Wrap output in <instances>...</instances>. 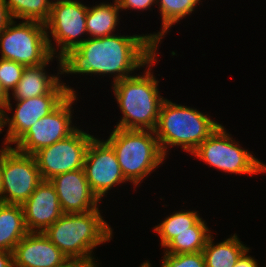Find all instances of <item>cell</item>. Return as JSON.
<instances>
[{
    "mask_svg": "<svg viewBox=\"0 0 266 267\" xmlns=\"http://www.w3.org/2000/svg\"><path fill=\"white\" fill-rule=\"evenodd\" d=\"M86 17L87 6L80 0H64L52 3L45 28L48 46L53 56L57 55L61 58L70 49L77 48L87 39L82 38L84 37L82 34L87 35ZM50 37L54 39L52 40ZM52 41L56 42V46L53 45Z\"/></svg>",
    "mask_w": 266,
    "mask_h": 267,
    "instance_id": "8",
    "label": "cell"
},
{
    "mask_svg": "<svg viewBox=\"0 0 266 267\" xmlns=\"http://www.w3.org/2000/svg\"><path fill=\"white\" fill-rule=\"evenodd\" d=\"M114 4L99 3L89 7L87 5L86 29L88 38H98L114 35L119 20V4L113 0Z\"/></svg>",
    "mask_w": 266,
    "mask_h": 267,
    "instance_id": "20",
    "label": "cell"
},
{
    "mask_svg": "<svg viewBox=\"0 0 266 267\" xmlns=\"http://www.w3.org/2000/svg\"><path fill=\"white\" fill-rule=\"evenodd\" d=\"M14 267H66L70 259L44 233L29 232L13 250Z\"/></svg>",
    "mask_w": 266,
    "mask_h": 267,
    "instance_id": "16",
    "label": "cell"
},
{
    "mask_svg": "<svg viewBox=\"0 0 266 267\" xmlns=\"http://www.w3.org/2000/svg\"><path fill=\"white\" fill-rule=\"evenodd\" d=\"M0 267H14L13 252L0 250Z\"/></svg>",
    "mask_w": 266,
    "mask_h": 267,
    "instance_id": "31",
    "label": "cell"
},
{
    "mask_svg": "<svg viewBox=\"0 0 266 267\" xmlns=\"http://www.w3.org/2000/svg\"><path fill=\"white\" fill-rule=\"evenodd\" d=\"M191 155L226 173L256 175L266 172V164L243 149L222 124Z\"/></svg>",
    "mask_w": 266,
    "mask_h": 267,
    "instance_id": "6",
    "label": "cell"
},
{
    "mask_svg": "<svg viewBox=\"0 0 266 267\" xmlns=\"http://www.w3.org/2000/svg\"><path fill=\"white\" fill-rule=\"evenodd\" d=\"M94 135L77 128L71 135L37 151L33 156L42 180L83 169L86 151Z\"/></svg>",
    "mask_w": 266,
    "mask_h": 267,
    "instance_id": "11",
    "label": "cell"
},
{
    "mask_svg": "<svg viewBox=\"0 0 266 267\" xmlns=\"http://www.w3.org/2000/svg\"><path fill=\"white\" fill-rule=\"evenodd\" d=\"M139 267H152L151 263L147 260L146 262H143Z\"/></svg>",
    "mask_w": 266,
    "mask_h": 267,
    "instance_id": "35",
    "label": "cell"
},
{
    "mask_svg": "<svg viewBox=\"0 0 266 267\" xmlns=\"http://www.w3.org/2000/svg\"><path fill=\"white\" fill-rule=\"evenodd\" d=\"M77 100L76 93L69 94L51 113L31 126L13 148L21 153L34 155L42 148L71 135L78 128L72 123L71 110L74 101Z\"/></svg>",
    "mask_w": 266,
    "mask_h": 267,
    "instance_id": "10",
    "label": "cell"
},
{
    "mask_svg": "<svg viewBox=\"0 0 266 267\" xmlns=\"http://www.w3.org/2000/svg\"><path fill=\"white\" fill-rule=\"evenodd\" d=\"M250 248L247 249L239 258L234 267H258V263L254 257L248 255Z\"/></svg>",
    "mask_w": 266,
    "mask_h": 267,
    "instance_id": "29",
    "label": "cell"
},
{
    "mask_svg": "<svg viewBox=\"0 0 266 267\" xmlns=\"http://www.w3.org/2000/svg\"><path fill=\"white\" fill-rule=\"evenodd\" d=\"M2 203L22 205L42 181L33 155L1 150Z\"/></svg>",
    "mask_w": 266,
    "mask_h": 267,
    "instance_id": "9",
    "label": "cell"
},
{
    "mask_svg": "<svg viewBox=\"0 0 266 267\" xmlns=\"http://www.w3.org/2000/svg\"><path fill=\"white\" fill-rule=\"evenodd\" d=\"M10 95L5 91L2 83L0 82V109H3L5 112L12 111V104Z\"/></svg>",
    "mask_w": 266,
    "mask_h": 267,
    "instance_id": "30",
    "label": "cell"
},
{
    "mask_svg": "<svg viewBox=\"0 0 266 267\" xmlns=\"http://www.w3.org/2000/svg\"><path fill=\"white\" fill-rule=\"evenodd\" d=\"M24 68L18 62L0 58V82L9 95L21 79Z\"/></svg>",
    "mask_w": 266,
    "mask_h": 267,
    "instance_id": "25",
    "label": "cell"
},
{
    "mask_svg": "<svg viewBox=\"0 0 266 267\" xmlns=\"http://www.w3.org/2000/svg\"><path fill=\"white\" fill-rule=\"evenodd\" d=\"M12 21L13 18L8 10L5 0H0V32L3 31Z\"/></svg>",
    "mask_w": 266,
    "mask_h": 267,
    "instance_id": "28",
    "label": "cell"
},
{
    "mask_svg": "<svg viewBox=\"0 0 266 267\" xmlns=\"http://www.w3.org/2000/svg\"><path fill=\"white\" fill-rule=\"evenodd\" d=\"M96 260V261H95ZM91 261V267H99V263L97 262V259ZM98 264V265H97Z\"/></svg>",
    "mask_w": 266,
    "mask_h": 267,
    "instance_id": "36",
    "label": "cell"
},
{
    "mask_svg": "<svg viewBox=\"0 0 266 267\" xmlns=\"http://www.w3.org/2000/svg\"><path fill=\"white\" fill-rule=\"evenodd\" d=\"M105 141L114 149L126 181L135 187L166 159L154 131L114 127Z\"/></svg>",
    "mask_w": 266,
    "mask_h": 267,
    "instance_id": "5",
    "label": "cell"
},
{
    "mask_svg": "<svg viewBox=\"0 0 266 267\" xmlns=\"http://www.w3.org/2000/svg\"><path fill=\"white\" fill-rule=\"evenodd\" d=\"M213 238V235L208 238L206 246L202 250L206 267H234L240 256L249 249L240 241L237 234L216 244L213 242Z\"/></svg>",
    "mask_w": 266,
    "mask_h": 267,
    "instance_id": "19",
    "label": "cell"
},
{
    "mask_svg": "<svg viewBox=\"0 0 266 267\" xmlns=\"http://www.w3.org/2000/svg\"><path fill=\"white\" fill-rule=\"evenodd\" d=\"M69 94L75 90L64 82H60L50 93L43 96L15 100L16 108L13 116L8 117L5 112V126L8 130L3 145L15 144L38 120L51 113Z\"/></svg>",
    "mask_w": 266,
    "mask_h": 267,
    "instance_id": "12",
    "label": "cell"
},
{
    "mask_svg": "<svg viewBox=\"0 0 266 267\" xmlns=\"http://www.w3.org/2000/svg\"><path fill=\"white\" fill-rule=\"evenodd\" d=\"M200 2L201 0H156L162 18V28L157 33L151 34V37L161 44L162 38L169 32L172 25L194 12Z\"/></svg>",
    "mask_w": 266,
    "mask_h": 267,
    "instance_id": "21",
    "label": "cell"
},
{
    "mask_svg": "<svg viewBox=\"0 0 266 267\" xmlns=\"http://www.w3.org/2000/svg\"><path fill=\"white\" fill-rule=\"evenodd\" d=\"M219 125L208 114L165 98L154 132L163 155L167 157L169 149L174 146L191 154Z\"/></svg>",
    "mask_w": 266,
    "mask_h": 267,
    "instance_id": "4",
    "label": "cell"
},
{
    "mask_svg": "<svg viewBox=\"0 0 266 267\" xmlns=\"http://www.w3.org/2000/svg\"><path fill=\"white\" fill-rule=\"evenodd\" d=\"M207 223L201 218L194 226L192 231L177 234L165 247L164 253L184 254L201 252L206 246L211 230Z\"/></svg>",
    "mask_w": 266,
    "mask_h": 267,
    "instance_id": "22",
    "label": "cell"
},
{
    "mask_svg": "<svg viewBox=\"0 0 266 267\" xmlns=\"http://www.w3.org/2000/svg\"><path fill=\"white\" fill-rule=\"evenodd\" d=\"M28 233L22 205L0 203V250L13 252Z\"/></svg>",
    "mask_w": 266,
    "mask_h": 267,
    "instance_id": "18",
    "label": "cell"
},
{
    "mask_svg": "<svg viewBox=\"0 0 266 267\" xmlns=\"http://www.w3.org/2000/svg\"><path fill=\"white\" fill-rule=\"evenodd\" d=\"M201 219L197 211L182 210L173 212L170 216L164 218V221L156 225L153 229L157 232L161 240V246L164 248L177 234L192 231L194 226Z\"/></svg>",
    "mask_w": 266,
    "mask_h": 267,
    "instance_id": "23",
    "label": "cell"
},
{
    "mask_svg": "<svg viewBox=\"0 0 266 267\" xmlns=\"http://www.w3.org/2000/svg\"><path fill=\"white\" fill-rule=\"evenodd\" d=\"M51 3H54V2H61V1H64V0H49Z\"/></svg>",
    "mask_w": 266,
    "mask_h": 267,
    "instance_id": "37",
    "label": "cell"
},
{
    "mask_svg": "<svg viewBox=\"0 0 266 267\" xmlns=\"http://www.w3.org/2000/svg\"><path fill=\"white\" fill-rule=\"evenodd\" d=\"M5 111L3 109H0V134L4 130L3 127H5Z\"/></svg>",
    "mask_w": 266,
    "mask_h": 267,
    "instance_id": "34",
    "label": "cell"
},
{
    "mask_svg": "<svg viewBox=\"0 0 266 267\" xmlns=\"http://www.w3.org/2000/svg\"><path fill=\"white\" fill-rule=\"evenodd\" d=\"M54 58L59 61L57 76L47 74L45 69ZM61 75V59L53 55L41 65L25 67L21 79L12 91L13 100H25L50 93L61 82Z\"/></svg>",
    "mask_w": 266,
    "mask_h": 267,
    "instance_id": "17",
    "label": "cell"
},
{
    "mask_svg": "<svg viewBox=\"0 0 266 267\" xmlns=\"http://www.w3.org/2000/svg\"><path fill=\"white\" fill-rule=\"evenodd\" d=\"M121 11L126 9L144 11L151 9V6L157 5L156 0H117Z\"/></svg>",
    "mask_w": 266,
    "mask_h": 267,
    "instance_id": "27",
    "label": "cell"
},
{
    "mask_svg": "<svg viewBox=\"0 0 266 267\" xmlns=\"http://www.w3.org/2000/svg\"><path fill=\"white\" fill-rule=\"evenodd\" d=\"M16 23L13 20L0 32V58L25 67L45 63L52 56L45 24L36 21Z\"/></svg>",
    "mask_w": 266,
    "mask_h": 267,
    "instance_id": "7",
    "label": "cell"
},
{
    "mask_svg": "<svg viewBox=\"0 0 266 267\" xmlns=\"http://www.w3.org/2000/svg\"><path fill=\"white\" fill-rule=\"evenodd\" d=\"M101 215L99 209L63 214L43 233L71 262H91L96 259L94 248L113 236L111 226Z\"/></svg>",
    "mask_w": 266,
    "mask_h": 267,
    "instance_id": "3",
    "label": "cell"
},
{
    "mask_svg": "<svg viewBox=\"0 0 266 267\" xmlns=\"http://www.w3.org/2000/svg\"><path fill=\"white\" fill-rule=\"evenodd\" d=\"M50 182L55 187L64 214L99 209L100 201L91 191L83 169L56 175Z\"/></svg>",
    "mask_w": 266,
    "mask_h": 267,
    "instance_id": "14",
    "label": "cell"
},
{
    "mask_svg": "<svg viewBox=\"0 0 266 267\" xmlns=\"http://www.w3.org/2000/svg\"><path fill=\"white\" fill-rule=\"evenodd\" d=\"M157 55L146 64L144 75L124 78L112 85L117 104L122 112V117L116 128L128 130L154 131L160 107L165 100L159 92V80L155 78L151 67L157 62Z\"/></svg>",
    "mask_w": 266,
    "mask_h": 267,
    "instance_id": "2",
    "label": "cell"
},
{
    "mask_svg": "<svg viewBox=\"0 0 266 267\" xmlns=\"http://www.w3.org/2000/svg\"><path fill=\"white\" fill-rule=\"evenodd\" d=\"M158 47L151 33L87 38L60 58L61 74L111 75L114 84L144 68L156 56Z\"/></svg>",
    "mask_w": 266,
    "mask_h": 267,
    "instance_id": "1",
    "label": "cell"
},
{
    "mask_svg": "<svg viewBox=\"0 0 266 267\" xmlns=\"http://www.w3.org/2000/svg\"><path fill=\"white\" fill-rule=\"evenodd\" d=\"M13 18L45 24L49 19L52 3L49 0H5Z\"/></svg>",
    "mask_w": 266,
    "mask_h": 267,
    "instance_id": "24",
    "label": "cell"
},
{
    "mask_svg": "<svg viewBox=\"0 0 266 267\" xmlns=\"http://www.w3.org/2000/svg\"><path fill=\"white\" fill-rule=\"evenodd\" d=\"M66 267H91V262H71Z\"/></svg>",
    "mask_w": 266,
    "mask_h": 267,
    "instance_id": "33",
    "label": "cell"
},
{
    "mask_svg": "<svg viewBox=\"0 0 266 267\" xmlns=\"http://www.w3.org/2000/svg\"><path fill=\"white\" fill-rule=\"evenodd\" d=\"M9 147H11L10 145H4L1 149H0V203H2V174H1V150H6Z\"/></svg>",
    "mask_w": 266,
    "mask_h": 267,
    "instance_id": "32",
    "label": "cell"
},
{
    "mask_svg": "<svg viewBox=\"0 0 266 267\" xmlns=\"http://www.w3.org/2000/svg\"><path fill=\"white\" fill-rule=\"evenodd\" d=\"M22 208L28 232L43 233L64 214L50 180H42Z\"/></svg>",
    "mask_w": 266,
    "mask_h": 267,
    "instance_id": "15",
    "label": "cell"
},
{
    "mask_svg": "<svg viewBox=\"0 0 266 267\" xmlns=\"http://www.w3.org/2000/svg\"><path fill=\"white\" fill-rule=\"evenodd\" d=\"M83 170L91 191L101 201L111 188L126 183L114 149L94 137L87 148Z\"/></svg>",
    "mask_w": 266,
    "mask_h": 267,
    "instance_id": "13",
    "label": "cell"
},
{
    "mask_svg": "<svg viewBox=\"0 0 266 267\" xmlns=\"http://www.w3.org/2000/svg\"><path fill=\"white\" fill-rule=\"evenodd\" d=\"M161 267H206L203 252L167 254L164 253Z\"/></svg>",
    "mask_w": 266,
    "mask_h": 267,
    "instance_id": "26",
    "label": "cell"
}]
</instances>
